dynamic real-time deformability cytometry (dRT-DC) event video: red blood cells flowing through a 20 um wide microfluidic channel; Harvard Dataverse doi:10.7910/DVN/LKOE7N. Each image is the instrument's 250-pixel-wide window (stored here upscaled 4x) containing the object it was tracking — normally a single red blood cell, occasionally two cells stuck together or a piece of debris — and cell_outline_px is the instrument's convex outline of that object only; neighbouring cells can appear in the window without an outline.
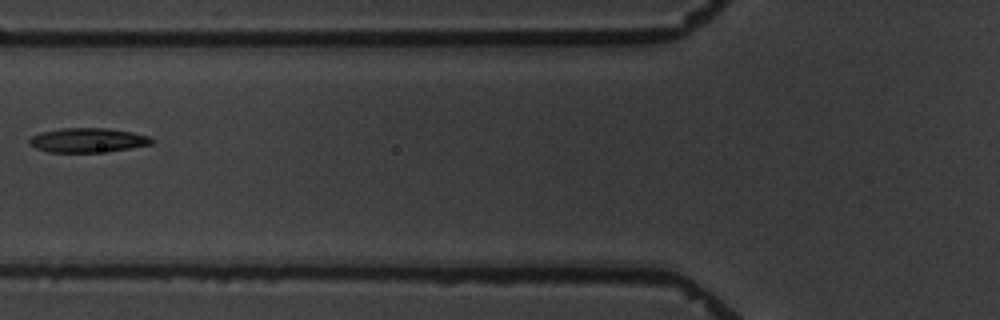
{"species": "common noctule bat (a hibernating species)", "species_latin": "Nyctalus noctula", "temperature_condition": "warm", "stored_images_in_passage": 3, "camera_frame_rate_fps": 3000, "um_per_image_px": 0.085, "animal": {"sex": "male", "body_mass_g": 19.5, "forearm_length_mm": 54.6}, "frame": {"image": 1, "passage_image": 3, "time_ms": 2.333, "image_size_px": [1000, 320], "cell_outline_px": [[156, 140], [152, 144], [108, 152], [48, 152], [36, 148], [28, 144], [28, 140], [32, 136], [40, 132], [60, 128], [108, 128], [132, 132], [148, 136]], "centroid_in_image_um": [7.46, 11.92], "position_along_channel_um": 118.3, "area_um2": 17.57}}